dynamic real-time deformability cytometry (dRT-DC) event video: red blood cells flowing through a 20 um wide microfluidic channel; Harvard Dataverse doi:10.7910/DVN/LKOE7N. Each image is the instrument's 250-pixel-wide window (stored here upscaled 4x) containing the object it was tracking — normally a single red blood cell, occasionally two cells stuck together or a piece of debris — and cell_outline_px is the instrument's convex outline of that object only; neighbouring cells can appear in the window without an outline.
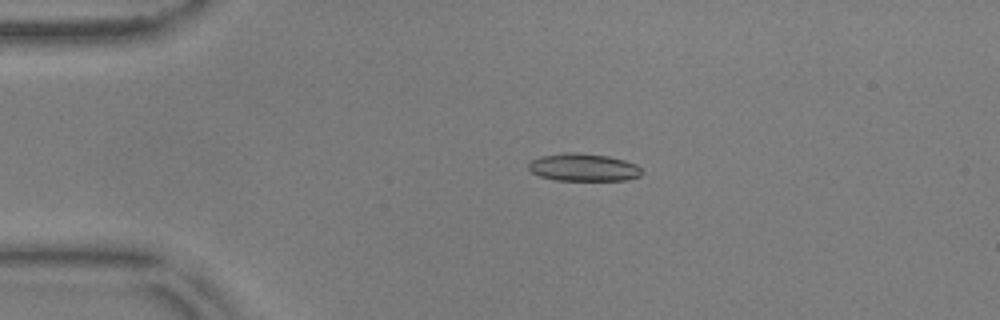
{"species": "common noctule bat (a hibernating species)", "species_latin": "Nyctalus noctula", "temperature_condition": "warm", "stored_images_in_passage": 41, "camera_frame_rate_fps": 3000, "um_per_image_px": 0.085, "animal": {"sex": "male", "body_mass_g": 17.9, "forearm_length_mm": 54.2}, "frame": {"image": 1, "passage_image": 5, "time_ms": 1.333, "image_size_px": [1000, 320], "cell_outline_px": [[644, 172], [640, 176], [628, 180], [556, 180], [540, 176], [532, 172], [528, 168], [528, 164], [532, 160], [540, 156], [564, 152], [576, 152], [608, 156], [624, 160], [636, 164]], "centroid_in_image_um": [49.61, 14.22], "position_along_channel_um": 35.4, "area_um2": 18.32}}
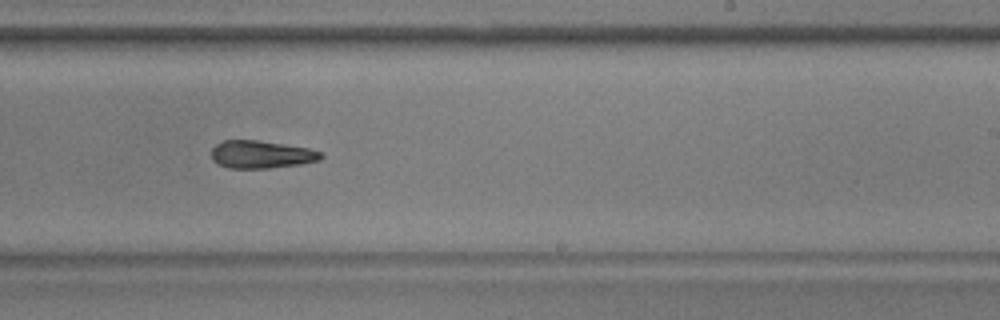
{"frame": {"image": 2, "passage_image": 27, "time_ms": 8.667, "image_size_px": [1000, 320], "cell_outline_px": [[324, 156], [320, 160], [300, 164], [268, 168], [228, 168], [216, 164], [212, 160], [212, 148], [216, 144], [224, 140], [256, 140], [308, 148], [320, 152]], "centroid_in_image_um": [22.17, 13.13], "position_along_channel_um": 266.8, "area_um2": 17.63}}
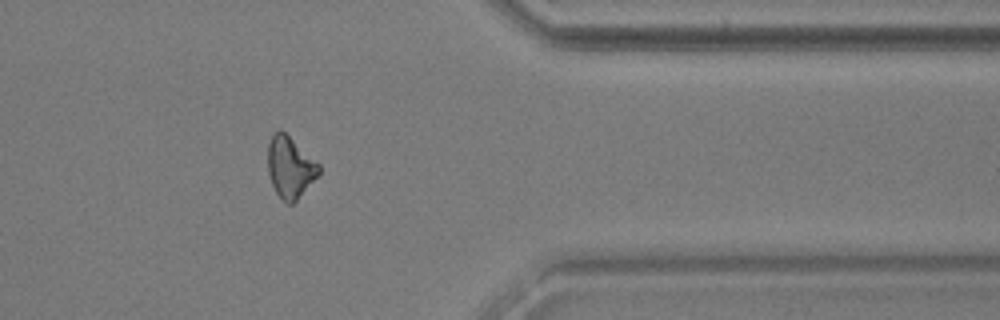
{"frame": {"image": 3, "passage_image": 38, "time_ms": 12.333, "image_size_px": [1000, 320], "cell_outline_px": [[320, 172], [296, 200], [292, 204], [288, 204], [276, 192], [272, 184], [268, 172], [268, 144], [272, 136], [280, 128], [320, 164]], "centroid_in_image_um": [24.65, 14.19], "position_along_channel_um": 386.8, "area_um2": 17.86}, "authors_computed_cell_mechanics": {"area_um2": 18.3226, "velocity_mm_per_s": 3.6745, "shape_relaxation_time_tau1_ms": null, "shape_relaxation_time_tau2_ms": 10.9011, "deformation_change_tau1": null, "deformation_change_tau2": 0.2543}}